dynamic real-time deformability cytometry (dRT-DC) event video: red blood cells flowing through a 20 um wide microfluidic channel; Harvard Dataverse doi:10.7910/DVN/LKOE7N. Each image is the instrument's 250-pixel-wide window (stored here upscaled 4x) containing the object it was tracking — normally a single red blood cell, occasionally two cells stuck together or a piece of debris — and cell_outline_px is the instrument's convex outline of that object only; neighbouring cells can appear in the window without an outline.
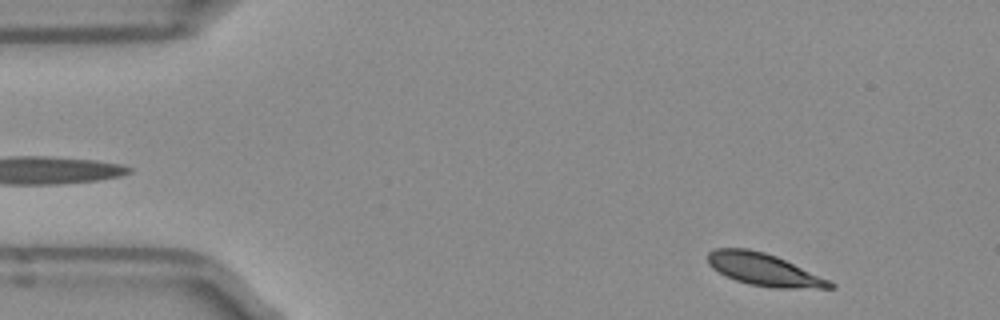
{"species": "Egyptian fruit bat (a non-hibernating species)", "species_latin": "Rousettus aegyptiacus", "temperature_condition": "room temperature", "stored_images_in_passage": 5, "camera_frame_rate_fps": 3000, "um_per_image_px": 0.085, "frame": {"image": 1, "passage_image": 5, "time_ms": 1.333, "image_size_px": [1000, 320], "cell_outline_px": [[836, 288], [772, 288], [748, 284], [724, 276], [712, 268], [708, 264], [708, 252], [716, 248], [748, 248], [764, 252], [776, 256], [828, 280], [836, 284]], "centroid_in_image_um": [64.88, 22.92], "position_along_channel_um": 20.1, "area_um2": 22.89}}